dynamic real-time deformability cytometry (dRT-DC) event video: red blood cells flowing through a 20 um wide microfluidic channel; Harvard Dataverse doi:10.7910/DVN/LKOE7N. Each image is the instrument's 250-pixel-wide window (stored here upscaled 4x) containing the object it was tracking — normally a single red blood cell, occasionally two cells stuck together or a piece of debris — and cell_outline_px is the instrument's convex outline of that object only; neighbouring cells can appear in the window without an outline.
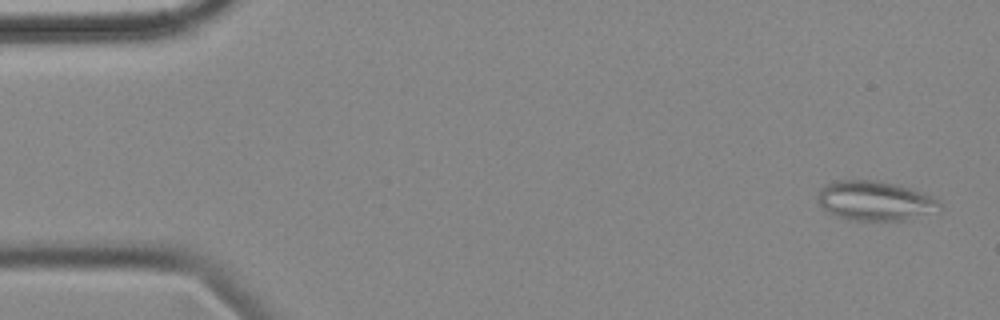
{"species": "common noctule bat (a hibernating species)", "species_latin": "Nyctalus noctula", "temperature_condition": "cold", "stored_images_in_passage": 55, "camera_frame_rate_fps": 3000, "um_per_image_px": 0.085, "animal": {"sex": "female", "body_mass_g": 18.4}, "frame": {"image": 1, "passage_image": 2, "time_ms": 0.333, "image_size_px": [1000, 320], "cell_outline_px": [[940, 208], [912, 220], [852, 220], [836, 216], [828, 212], [816, 200], [816, 196], [820, 188], [824, 184], [836, 180], [880, 180], [900, 184], [924, 192], [932, 196], [940, 204]], "centroid_in_image_um": [74.35, 17.05], "position_along_channel_um": 10.6, "area_um2": 28.5}}
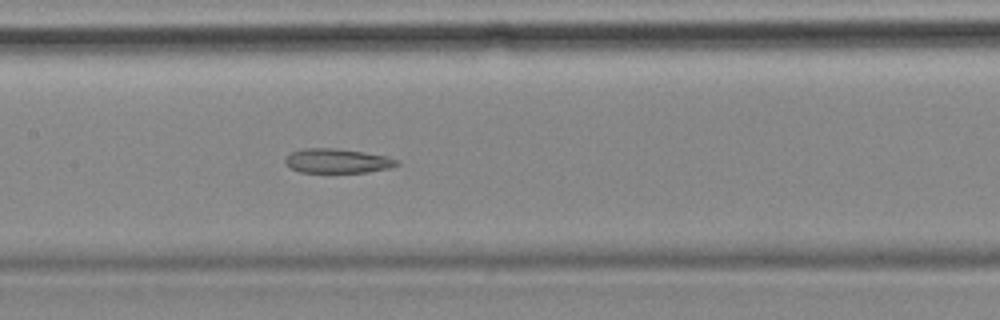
{"frame": {"image": 2, "passage_image": 26, "time_ms": 8.333, "image_size_px": [1000, 320], "cell_outline_px": [[400, 164], [388, 168], [368, 172], [300, 172], [284, 164], [284, 160], [292, 152], [304, 148], [336, 148], [388, 156], [400, 160]], "centroid_in_image_um": [28.7, 13.67], "position_along_channel_um": 178.7, "area_um2": 15.84}}
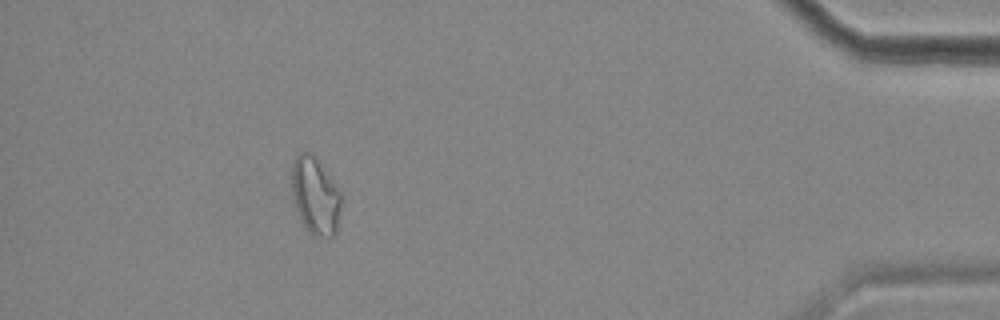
{"frame": {"image": 3, "passage_image": 50, "time_ms": 16.333, "image_size_px": [1000, 320], "cell_outline_px": [[340, 204], [336, 232], [332, 236], [316, 236], [308, 232], [300, 220], [296, 208], [292, 192], [292, 164], [296, 156], [300, 152], [312, 152], [340, 188]], "centroid_in_image_um": [26.79, 16.61], "position_along_channel_um": 408.4, "area_um2": 22.25}, "authors_computed_cell_mechanics": {"area_um2": 20.1722, "velocity_mm_per_s": 3.571, "shape_relaxation_time_tau1_ms": null, "shape_relaxation_time_tau2_ms": 8.37, "deformation_change_tau1": null, "deformation_change_tau2": 0.1737}}